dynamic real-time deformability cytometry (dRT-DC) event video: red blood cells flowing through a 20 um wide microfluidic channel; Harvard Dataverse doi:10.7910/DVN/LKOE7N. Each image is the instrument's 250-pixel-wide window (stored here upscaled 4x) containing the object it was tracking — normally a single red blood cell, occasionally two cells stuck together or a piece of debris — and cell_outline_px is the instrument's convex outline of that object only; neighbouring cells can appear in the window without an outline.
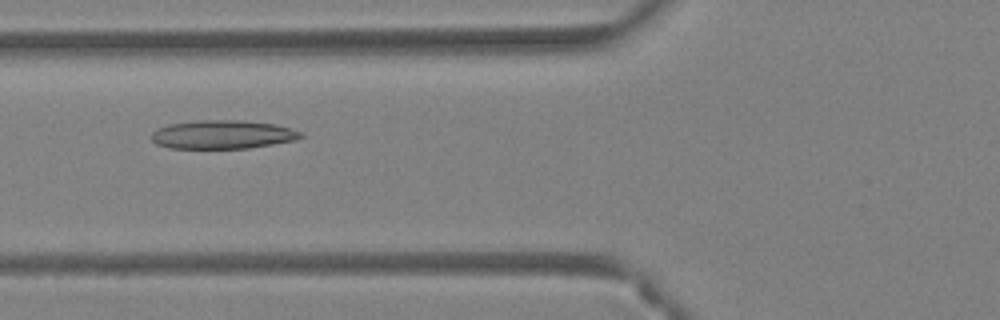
{"species": "Egyptian fruit bat (a non-hibernating species)", "species_latin": "Rousettus aegyptiacus", "temperature_condition": "warm", "stored_images_in_passage": 35, "camera_frame_rate_fps": 3000, "um_per_image_px": 0.085, "animal": {"sex": "female"}, "frame": {"image": 1, "passage_image": 6, "time_ms": 1.667, "image_size_px": [1000, 320], "cell_outline_px": [[304, 136], [296, 140], [248, 148], [168, 148], [156, 144], [152, 140], [152, 132], [156, 128], [168, 124], [196, 120], [240, 120], [276, 124], [292, 128], [304, 132]], "centroid_in_image_um": [18.93, 11.42], "position_along_channel_um": 106.9, "area_um2": 25.14}}
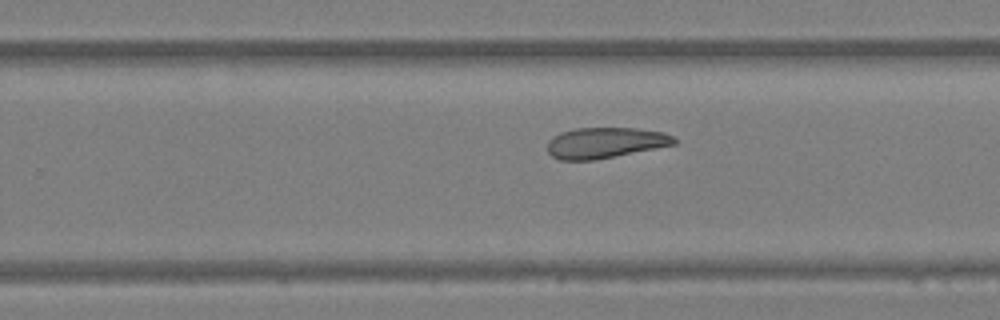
{"frame": {"image": 2, "passage_image": 18, "time_ms": 5.667, "image_size_px": [1000, 320], "cell_outline_px": [[676, 144], [596, 160], [560, 160], [552, 156], [548, 152], [548, 140], [552, 136], [560, 132], [576, 128], [636, 128], [664, 132], [672, 136], [676, 140]], "centroid_in_image_um": [51.42, 12.13], "position_along_channel_um": 278.4, "area_um2": 22.77}}
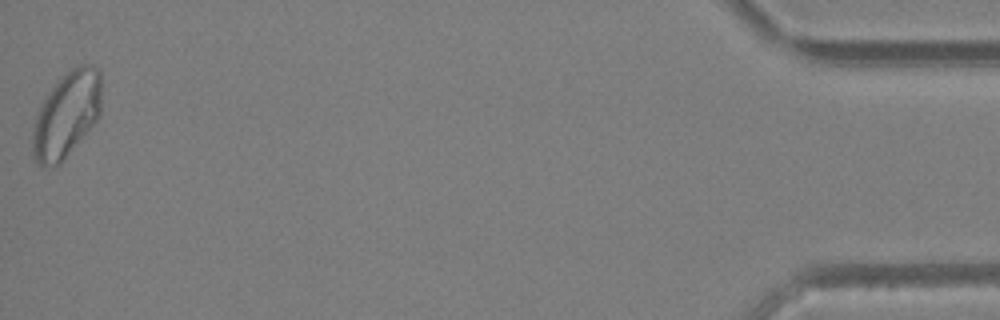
{"frame": {"image": 3, "passage_image": 35, "time_ms": 11.333, "image_size_px": [1000, 320], "cell_outline_px": [[100, 112], [96, 120], [60, 164], [44, 168], [36, 164], [32, 160], [32, 128], [36, 112], [44, 96], [60, 76], [72, 68], [80, 64], [92, 64], [100, 68]], "centroid_in_image_um": [5.6, 9.74], "position_along_channel_um": 429.6, "area_um2": 34.91}, "authors_computed_cell_mechanics": {"area_um2": 24.565, "velocity_mm_per_s": 4.296, "shape_relaxation_time_tau1_ms": null, "shape_relaxation_time_tau2_ms": 3.9322, "deformation_change_tau1": null, "deformation_change_tau2": 0.0999}}